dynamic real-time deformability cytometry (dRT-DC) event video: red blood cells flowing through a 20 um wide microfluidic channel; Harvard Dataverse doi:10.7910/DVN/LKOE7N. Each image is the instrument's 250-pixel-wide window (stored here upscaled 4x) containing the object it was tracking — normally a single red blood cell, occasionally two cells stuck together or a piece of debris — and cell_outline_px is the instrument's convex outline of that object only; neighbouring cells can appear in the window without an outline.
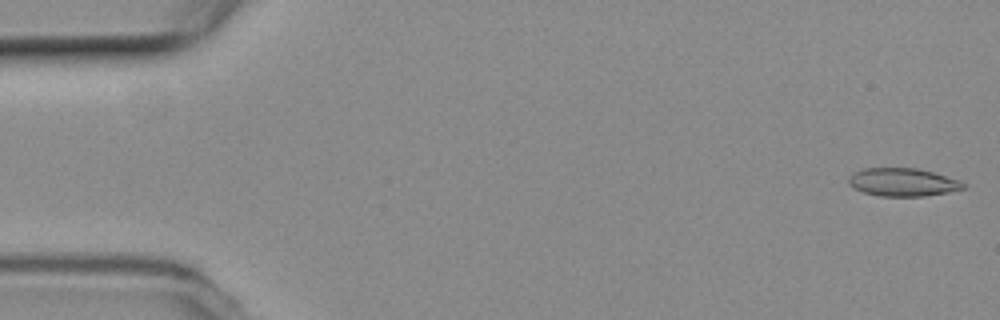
{"species": "common noctule bat (a hibernating species)", "species_latin": "Nyctalus noctula", "temperature_condition": "room temperature", "stored_images_in_passage": 54, "camera_frame_rate_fps": 3000, "um_per_image_px": 0.085, "animal": {"sex": "female", "body_mass_g": 19.3, "forearm_length_mm": 54.1}, "frame": {"image": 1, "passage_image": 1, "time_ms": 0.0, "image_size_px": [1000, 320], "cell_outline_px": [[964, 188], [948, 192], [924, 196], [880, 196], [864, 192], [848, 184], [848, 176], [864, 168], [916, 168], [932, 172], [960, 180], [964, 184]], "centroid_in_image_um": [76.72, 15.48], "position_along_channel_um": 8.3, "area_um2": 18.55}}
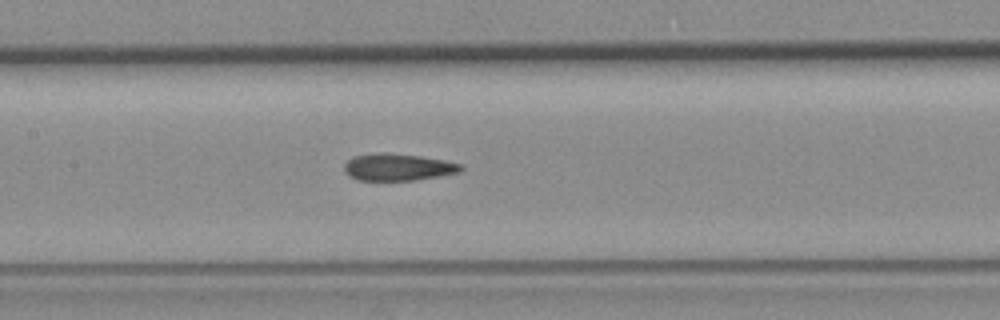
{"frame": {"image": 2, "passage_image": 25, "time_ms": 8.0, "image_size_px": [1000, 320], "cell_outline_px": [[464, 168], [460, 172], [440, 176], [416, 180], [356, 180], [348, 176], [344, 172], [344, 164], [352, 156], [420, 156], [444, 160], [464, 164]], "centroid_in_image_um": [33.89, 14.27], "position_along_channel_um": 173.5, "area_um2": 17.57}}
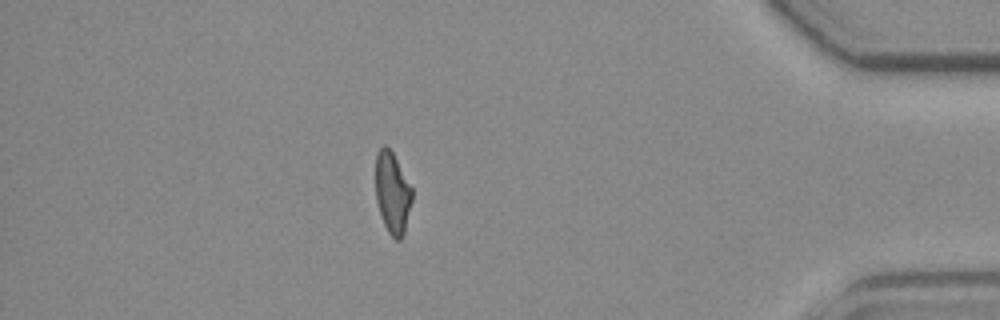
{"frame": {"image": 3, "passage_image": 47, "time_ms": 15.333, "image_size_px": [1000, 320], "cell_outline_px": [[412, 200], [404, 232], [400, 240], [396, 240], [388, 232], [384, 224], [376, 200], [376, 152], [384, 144], [392, 152], [412, 188]], "centroid_in_image_um": [33.35, 16.39], "position_along_channel_um": 401.9, "area_um2": 17.05}, "authors_computed_cell_mechanics": {"area_um2": 18.5827, "velocity_mm_per_s": 3.7553, "shape_relaxation_time_tau1_ms": null, "shape_relaxation_time_tau2_ms": 2.496, "deformation_change_tau1": null, "deformation_change_tau2": 0.1099}}